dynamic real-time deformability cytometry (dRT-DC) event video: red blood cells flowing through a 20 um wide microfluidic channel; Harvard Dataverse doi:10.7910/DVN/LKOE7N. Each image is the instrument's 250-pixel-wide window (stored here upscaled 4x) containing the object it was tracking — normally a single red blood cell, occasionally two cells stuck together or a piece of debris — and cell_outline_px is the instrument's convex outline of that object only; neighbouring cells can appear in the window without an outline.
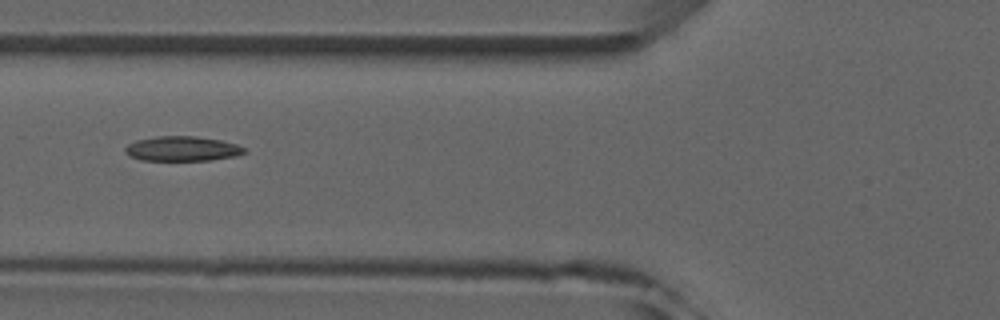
{"species": "common noctule bat (a hibernating species)", "species_latin": "Nyctalus noctula", "temperature_condition": "room temperature", "stored_images_in_passage": 7, "camera_frame_rate_fps": 3000, "um_per_image_px": 0.085, "animal": {"sex": "male", "forearm_length_mm": 52.5}, "frame": {"image": 1, "passage_image": 7, "time_ms": 7.333, "image_size_px": [1000, 320], "cell_outline_px": [[248, 152], [236, 156], [212, 160], [140, 160], [128, 156], [124, 152], [124, 148], [128, 144], [136, 140], [156, 136], [196, 136], [220, 140], [236, 144], [244, 148]], "centroid_in_image_um": [15.47, 12.64], "position_along_channel_um": 110.3, "area_um2": 17.34}}